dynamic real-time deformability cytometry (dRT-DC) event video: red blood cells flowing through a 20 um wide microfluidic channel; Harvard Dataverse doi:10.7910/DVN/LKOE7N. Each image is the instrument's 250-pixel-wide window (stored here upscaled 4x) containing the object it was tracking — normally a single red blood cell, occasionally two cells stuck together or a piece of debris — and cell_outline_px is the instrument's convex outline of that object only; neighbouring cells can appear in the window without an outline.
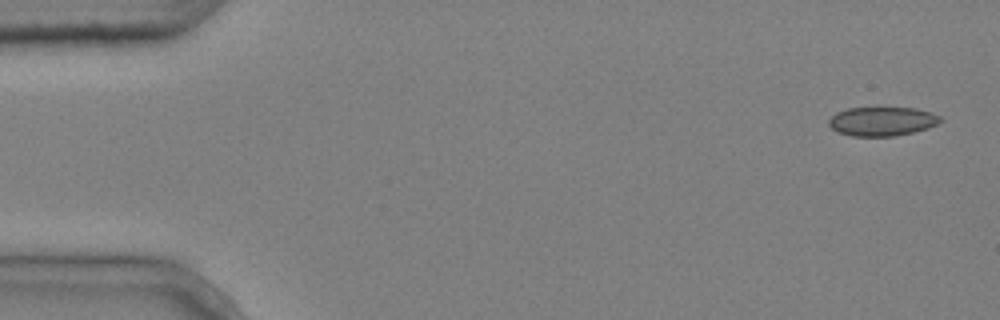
{"species": "common noctule bat (a hibernating species)", "species_latin": "Nyctalus noctula", "temperature_condition": "cold", "stored_images_in_passage": 7, "camera_frame_rate_fps": 3000, "um_per_image_px": 0.085, "animal": {"sex": "male", "body_mass_g": 20.4}, "frame": {"image": 1, "passage_image": 1, "time_ms": 0.0, "image_size_px": [1000, 320], "cell_outline_px": [[944, 120], [928, 128], [896, 136], [852, 136], [836, 132], [828, 124], [828, 120], [836, 112], [848, 108], [916, 108], [932, 112], [940, 116]], "centroid_in_image_um": [74.98, 10.31], "position_along_channel_um": 10.0, "area_um2": 18.96}}
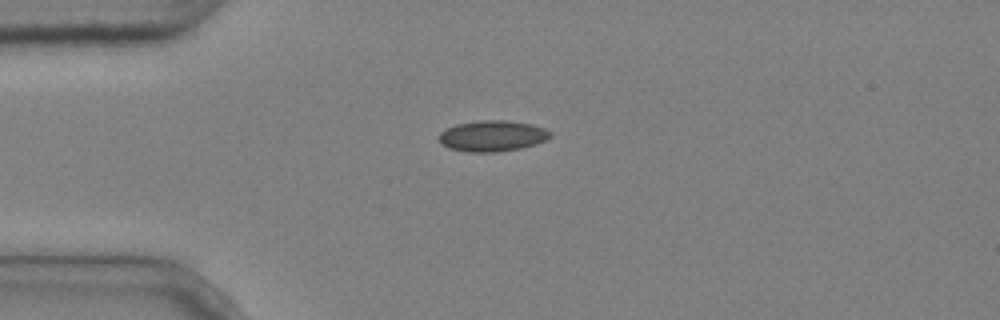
{"frame": {"image": 2, "passage_image": 4, "time_ms": 1.0, "image_size_px": [1000, 320], "cell_outline_px": [[552, 136], [536, 144], [520, 148], [500, 152], [468, 152], [448, 148], [440, 144], [436, 136], [444, 128], [456, 124], [480, 120], [508, 120], [532, 124], [544, 128], [552, 132]], "centroid_in_image_um": [41.8, 11.55], "position_along_channel_um": 43.2, "area_um2": 20.46}}